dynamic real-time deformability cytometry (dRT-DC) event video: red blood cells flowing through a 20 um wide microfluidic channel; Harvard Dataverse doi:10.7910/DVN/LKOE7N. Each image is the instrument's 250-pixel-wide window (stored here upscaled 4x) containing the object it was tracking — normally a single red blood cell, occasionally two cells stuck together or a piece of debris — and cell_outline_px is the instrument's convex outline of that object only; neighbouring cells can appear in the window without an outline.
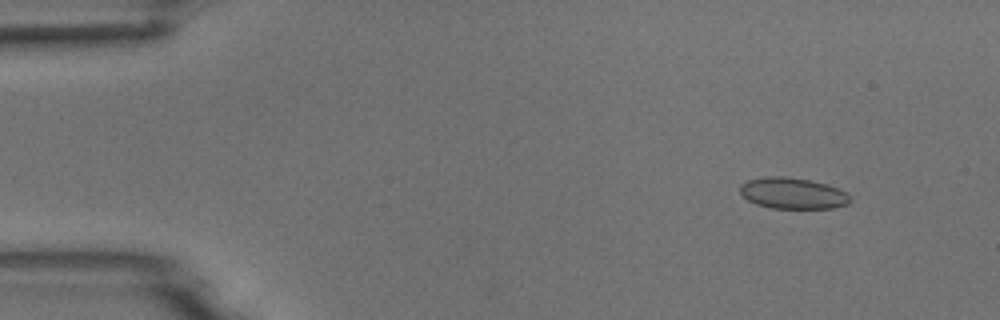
{"species": "common noctule bat (a hibernating species)", "species_latin": "Nyctalus noctula", "temperature_condition": "room temperature", "stored_images_in_passage": 5, "segment_of_instrument_passage": [1, 2], "camera_frame_rate_fps": 3000, "um_per_image_px": 0.085, "animal": {"sex": "male", "body_mass_g": 18.8}, "frame": {"image": 1, "passage_image": 2, "time_ms": 1.0, "image_size_px": [1000, 320], "cell_outline_px": [[852, 200], [848, 204], [832, 208], [772, 208], [756, 204], [748, 200], [740, 192], [740, 184], [748, 180], [764, 176], [784, 176], [808, 180], [828, 184], [848, 192]], "centroid_in_image_um": [67.41, 16.42], "position_along_channel_um": 17.6, "area_um2": 20.11}}